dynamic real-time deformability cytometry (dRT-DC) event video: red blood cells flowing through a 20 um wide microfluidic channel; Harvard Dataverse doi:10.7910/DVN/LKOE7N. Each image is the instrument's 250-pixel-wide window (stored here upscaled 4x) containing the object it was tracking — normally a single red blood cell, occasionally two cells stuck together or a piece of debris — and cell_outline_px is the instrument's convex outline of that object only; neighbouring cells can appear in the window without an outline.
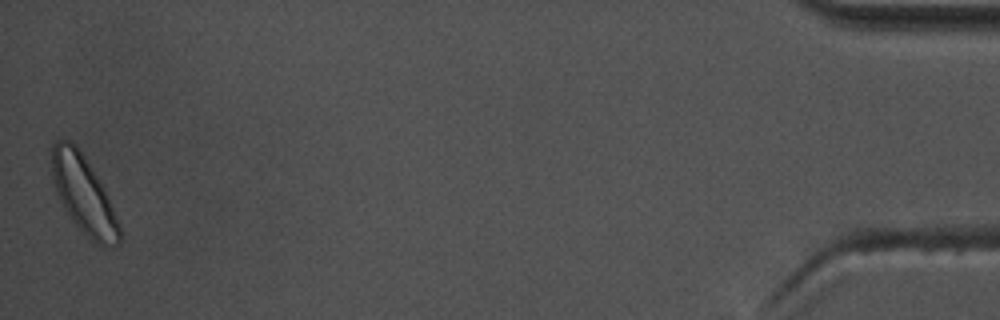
{"species": "common noctule bat (a hibernating species)", "species_latin": "Nyctalus noctula", "temperature_condition": "warm", "stored_images_in_passage": 57, "camera_frame_rate_fps": 3000, "um_per_image_px": 0.085, "animal": {"sex": "male", "body_mass_g": 17.5, "forearm_length_mm": 52.3}, "frame": {"image": 1, "passage_image": 57, "time_ms": 18.667, "image_size_px": [1000, 320], "cell_outline_px": [[120, 244], [104, 248], [96, 244], [72, 220], [64, 208], [56, 192], [52, 176], [52, 144], [56, 140], [68, 140], [84, 156], [92, 168], [104, 188], [120, 224]], "centroid_in_image_um": [7.12, 16.58], "position_along_channel_um": 428.1, "area_um2": 30.17}, "authors_computed_cell_mechanics": {"area_um2": 20.3456, "velocity_mm_per_s": 3.6214, "shape_relaxation_time_tau1_ms": 1.9948, "shape_relaxation_time_tau2_ms": 3.1533, "deformation_change_tau1": 0.0786, "deformation_change_tau2": 0.0668}}